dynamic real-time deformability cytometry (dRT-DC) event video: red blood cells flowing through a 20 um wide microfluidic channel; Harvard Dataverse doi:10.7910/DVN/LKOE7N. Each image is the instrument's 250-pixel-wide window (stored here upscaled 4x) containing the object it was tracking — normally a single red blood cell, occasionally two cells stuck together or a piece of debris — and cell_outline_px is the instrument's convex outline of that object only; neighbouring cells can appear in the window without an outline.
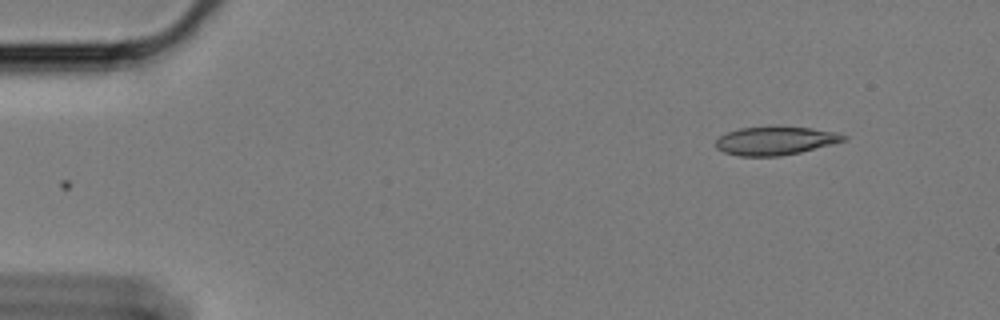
{"species": "Egyptian fruit bat (a non-hibernating species)", "species_latin": "Rousettus aegyptiacus", "temperature_condition": "cold", "stored_images_in_passage": 12, "camera_frame_rate_fps": 3000, "um_per_image_px": 0.085, "animal": {"sex": "female"}, "frame": {"image": 1, "passage_image": 1, "time_ms": 0.0, "image_size_px": [1000, 320], "cell_outline_px": [[848, 140], [800, 152], [780, 156], [740, 156], [724, 152], [716, 148], [716, 140], [720, 136], [728, 132], [740, 128], [812, 128], [836, 132], [848, 136]], "centroid_in_image_um": [65.93, 11.98], "position_along_channel_um": 19.1, "area_um2": 20.69}}
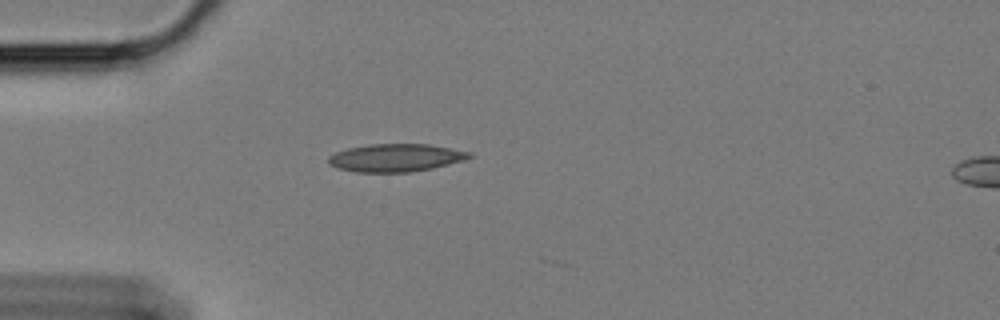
{"frame": {"image": 2, "passage_image": 11, "time_ms": 3.333, "image_size_px": [1000, 320], "cell_outline_px": [[472, 156], [464, 160], [432, 168], [408, 172], [356, 172], [336, 168], [328, 164], [328, 156], [336, 152], [348, 148], [368, 144], [428, 144], [472, 152]], "centroid_in_image_um": [33.6, 13.41], "position_along_channel_um": 51.4, "area_um2": 22.83}}